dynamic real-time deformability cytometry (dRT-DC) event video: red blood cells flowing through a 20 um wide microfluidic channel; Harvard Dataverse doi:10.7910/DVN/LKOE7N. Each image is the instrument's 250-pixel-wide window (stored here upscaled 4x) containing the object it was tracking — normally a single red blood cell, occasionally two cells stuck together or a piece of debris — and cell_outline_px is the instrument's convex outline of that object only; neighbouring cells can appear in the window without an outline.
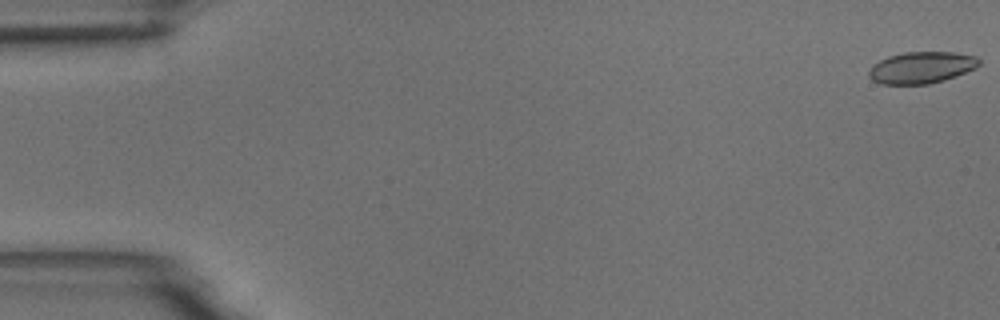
{"species": "common noctule bat (a hibernating species)", "species_latin": "Nyctalus noctula", "temperature_condition": "room temperature", "stored_images_in_passage": 10, "camera_frame_rate_fps": 3000, "um_per_image_px": 0.085, "animal": {"sex": "male", "body_mass_g": 18.8}, "frame": {"image": 1, "passage_image": 1, "time_ms": 0.0, "image_size_px": [1000, 320], "cell_outline_px": [[980, 64], [976, 68], [956, 76], [944, 80], [928, 84], [880, 84], [872, 80], [868, 76], [868, 72], [872, 64], [888, 56], [904, 52], [956, 52], [976, 56], [980, 60]], "centroid_in_image_um": [78.32, 5.74], "position_along_channel_um": 6.7, "area_um2": 20.52}}